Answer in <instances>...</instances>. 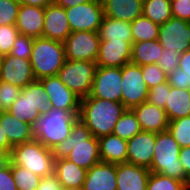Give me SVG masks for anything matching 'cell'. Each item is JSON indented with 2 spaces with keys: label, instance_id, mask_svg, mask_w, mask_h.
I'll return each mask as SVG.
<instances>
[{
  "label": "cell",
  "instance_id": "1",
  "mask_svg": "<svg viewBox=\"0 0 190 190\" xmlns=\"http://www.w3.org/2000/svg\"><path fill=\"white\" fill-rule=\"evenodd\" d=\"M54 160L66 158L85 170L101 162L99 141L78 119L72 127L70 136L52 149Z\"/></svg>",
  "mask_w": 190,
  "mask_h": 190
},
{
  "label": "cell",
  "instance_id": "2",
  "mask_svg": "<svg viewBox=\"0 0 190 190\" xmlns=\"http://www.w3.org/2000/svg\"><path fill=\"white\" fill-rule=\"evenodd\" d=\"M126 109L121 102L86 96L80 102L79 119L94 137L100 138L113 133Z\"/></svg>",
  "mask_w": 190,
  "mask_h": 190
},
{
  "label": "cell",
  "instance_id": "3",
  "mask_svg": "<svg viewBox=\"0 0 190 190\" xmlns=\"http://www.w3.org/2000/svg\"><path fill=\"white\" fill-rule=\"evenodd\" d=\"M79 119V111H69L49 107L33 125L34 139L45 147L53 149L57 144L70 136L75 122Z\"/></svg>",
  "mask_w": 190,
  "mask_h": 190
},
{
  "label": "cell",
  "instance_id": "4",
  "mask_svg": "<svg viewBox=\"0 0 190 190\" xmlns=\"http://www.w3.org/2000/svg\"><path fill=\"white\" fill-rule=\"evenodd\" d=\"M154 156L149 170L164 176L175 178L186 184L188 177L179 161V144L168 130L156 133Z\"/></svg>",
  "mask_w": 190,
  "mask_h": 190
},
{
  "label": "cell",
  "instance_id": "5",
  "mask_svg": "<svg viewBox=\"0 0 190 190\" xmlns=\"http://www.w3.org/2000/svg\"><path fill=\"white\" fill-rule=\"evenodd\" d=\"M66 61L63 42L34 38L30 62L36 80L55 76Z\"/></svg>",
  "mask_w": 190,
  "mask_h": 190
},
{
  "label": "cell",
  "instance_id": "6",
  "mask_svg": "<svg viewBox=\"0 0 190 190\" xmlns=\"http://www.w3.org/2000/svg\"><path fill=\"white\" fill-rule=\"evenodd\" d=\"M11 162L30 172L46 177L53 174L54 157L52 149L45 147L36 139L12 147Z\"/></svg>",
  "mask_w": 190,
  "mask_h": 190
},
{
  "label": "cell",
  "instance_id": "7",
  "mask_svg": "<svg viewBox=\"0 0 190 190\" xmlns=\"http://www.w3.org/2000/svg\"><path fill=\"white\" fill-rule=\"evenodd\" d=\"M96 69V62L66 59L57 76L68 89L82 99L91 92Z\"/></svg>",
  "mask_w": 190,
  "mask_h": 190
},
{
  "label": "cell",
  "instance_id": "8",
  "mask_svg": "<svg viewBox=\"0 0 190 190\" xmlns=\"http://www.w3.org/2000/svg\"><path fill=\"white\" fill-rule=\"evenodd\" d=\"M121 90V103L127 109H132L146 102L149 89L146 82L143 80L140 65L129 62L122 67Z\"/></svg>",
  "mask_w": 190,
  "mask_h": 190
},
{
  "label": "cell",
  "instance_id": "9",
  "mask_svg": "<svg viewBox=\"0 0 190 190\" xmlns=\"http://www.w3.org/2000/svg\"><path fill=\"white\" fill-rule=\"evenodd\" d=\"M65 10L71 32H98L104 17L101 0H90Z\"/></svg>",
  "mask_w": 190,
  "mask_h": 190
},
{
  "label": "cell",
  "instance_id": "10",
  "mask_svg": "<svg viewBox=\"0 0 190 190\" xmlns=\"http://www.w3.org/2000/svg\"><path fill=\"white\" fill-rule=\"evenodd\" d=\"M122 67L97 66L90 97L121 102Z\"/></svg>",
  "mask_w": 190,
  "mask_h": 190
},
{
  "label": "cell",
  "instance_id": "11",
  "mask_svg": "<svg viewBox=\"0 0 190 190\" xmlns=\"http://www.w3.org/2000/svg\"><path fill=\"white\" fill-rule=\"evenodd\" d=\"M100 41L98 32H72L63 43L66 59L96 62Z\"/></svg>",
  "mask_w": 190,
  "mask_h": 190
},
{
  "label": "cell",
  "instance_id": "12",
  "mask_svg": "<svg viewBox=\"0 0 190 190\" xmlns=\"http://www.w3.org/2000/svg\"><path fill=\"white\" fill-rule=\"evenodd\" d=\"M158 41L168 51L177 50L182 54L190 50V22L171 17L160 25Z\"/></svg>",
  "mask_w": 190,
  "mask_h": 190
},
{
  "label": "cell",
  "instance_id": "13",
  "mask_svg": "<svg viewBox=\"0 0 190 190\" xmlns=\"http://www.w3.org/2000/svg\"><path fill=\"white\" fill-rule=\"evenodd\" d=\"M39 81L42 83L49 97V107L80 111L81 98L68 89L57 75L42 78Z\"/></svg>",
  "mask_w": 190,
  "mask_h": 190
},
{
  "label": "cell",
  "instance_id": "14",
  "mask_svg": "<svg viewBox=\"0 0 190 190\" xmlns=\"http://www.w3.org/2000/svg\"><path fill=\"white\" fill-rule=\"evenodd\" d=\"M0 81L13 84L21 89L36 81L30 59L12 55L2 57Z\"/></svg>",
  "mask_w": 190,
  "mask_h": 190
},
{
  "label": "cell",
  "instance_id": "15",
  "mask_svg": "<svg viewBox=\"0 0 190 190\" xmlns=\"http://www.w3.org/2000/svg\"><path fill=\"white\" fill-rule=\"evenodd\" d=\"M156 144V133L141 131L130 140H127V163L151 167Z\"/></svg>",
  "mask_w": 190,
  "mask_h": 190
},
{
  "label": "cell",
  "instance_id": "16",
  "mask_svg": "<svg viewBox=\"0 0 190 190\" xmlns=\"http://www.w3.org/2000/svg\"><path fill=\"white\" fill-rule=\"evenodd\" d=\"M71 33L65 8L55 3L46 6L42 37L64 43Z\"/></svg>",
  "mask_w": 190,
  "mask_h": 190
},
{
  "label": "cell",
  "instance_id": "17",
  "mask_svg": "<svg viewBox=\"0 0 190 190\" xmlns=\"http://www.w3.org/2000/svg\"><path fill=\"white\" fill-rule=\"evenodd\" d=\"M131 49L130 42L101 40L96 64L99 67H123L131 62Z\"/></svg>",
  "mask_w": 190,
  "mask_h": 190
},
{
  "label": "cell",
  "instance_id": "18",
  "mask_svg": "<svg viewBox=\"0 0 190 190\" xmlns=\"http://www.w3.org/2000/svg\"><path fill=\"white\" fill-rule=\"evenodd\" d=\"M117 165L99 162L86 171L83 190H117Z\"/></svg>",
  "mask_w": 190,
  "mask_h": 190
},
{
  "label": "cell",
  "instance_id": "19",
  "mask_svg": "<svg viewBox=\"0 0 190 190\" xmlns=\"http://www.w3.org/2000/svg\"><path fill=\"white\" fill-rule=\"evenodd\" d=\"M151 171L143 166L130 163L117 164V190H147Z\"/></svg>",
  "mask_w": 190,
  "mask_h": 190
},
{
  "label": "cell",
  "instance_id": "20",
  "mask_svg": "<svg viewBox=\"0 0 190 190\" xmlns=\"http://www.w3.org/2000/svg\"><path fill=\"white\" fill-rule=\"evenodd\" d=\"M132 110L142 131L159 133L168 130L169 120L164 109L144 102Z\"/></svg>",
  "mask_w": 190,
  "mask_h": 190
},
{
  "label": "cell",
  "instance_id": "21",
  "mask_svg": "<svg viewBox=\"0 0 190 190\" xmlns=\"http://www.w3.org/2000/svg\"><path fill=\"white\" fill-rule=\"evenodd\" d=\"M15 25L22 35L32 38L42 37L44 8L20 4Z\"/></svg>",
  "mask_w": 190,
  "mask_h": 190
},
{
  "label": "cell",
  "instance_id": "22",
  "mask_svg": "<svg viewBox=\"0 0 190 190\" xmlns=\"http://www.w3.org/2000/svg\"><path fill=\"white\" fill-rule=\"evenodd\" d=\"M0 126L12 147L34 139L33 126L18 120L9 111L0 112Z\"/></svg>",
  "mask_w": 190,
  "mask_h": 190
},
{
  "label": "cell",
  "instance_id": "23",
  "mask_svg": "<svg viewBox=\"0 0 190 190\" xmlns=\"http://www.w3.org/2000/svg\"><path fill=\"white\" fill-rule=\"evenodd\" d=\"M104 16L115 20L133 22L142 16L143 0H101Z\"/></svg>",
  "mask_w": 190,
  "mask_h": 190
},
{
  "label": "cell",
  "instance_id": "24",
  "mask_svg": "<svg viewBox=\"0 0 190 190\" xmlns=\"http://www.w3.org/2000/svg\"><path fill=\"white\" fill-rule=\"evenodd\" d=\"M98 141L101 162L116 165L127 163V140L121 139L112 133L98 138Z\"/></svg>",
  "mask_w": 190,
  "mask_h": 190
},
{
  "label": "cell",
  "instance_id": "25",
  "mask_svg": "<svg viewBox=\"0 0 190 190\" xmlns=\"http://www.w3.org/2000/svg\"><path fill=\"white\" fill-rule=\"evenodd\" d=\"M86 171L66 158L54 160L53 174L58 178L62 188L82 187Z\"/></svg>",
  "mask_w": 190,
  "mask_h": 190
},
{
  "label": "cell",
  "instance_id": "26",
  "mask_svg": "<svg viewBox=\"0 0 190 190\" xmlns=\"http://www.w3.org/2000/svg\"><path fill=\"white\" fill-rule=\"evenodd\" d=\"M164 110L169 121L190 116V90L170 86Z\"/></svg>",
  "mask_w": 190,
  "mask_h": 190
},
{
  "label": "cell",
  "instance_id": "27",
  "mask_svg": "<svg viewBox=\"0 0 190 190\" xmlns=\"http://www.w3.org/2000/svg\"><path fill=\"white\" fill-rule=\"evenodd\" d=\"M100 40L126 41L133 44L130 22L104 16L98 30Z\"/></svg>",
  "mask_w": 190,
  "mask_h": 190
},
{
  "label": "cell",
  "instance_id": "28",
  "mask_svg": "<svg viewBox=\"0 0 190 190\" xmlns=\"http://www.w3.org/2000/svg\"><path fill=\"white\" fill-rule=\"evenodd\" d=\"M163 47L158 39L132 44L131 62L140 66L156 64L161 57Z\"/></svg>",
  "mask_w": 190,
  "mask_h": 190
},
{
  "label": "cell",
  "instance_id": "29",
  "mask_svg": "<svg viewBox=\"0 0 190 190\" xmlns=\"http://www.w3.org/2000/svg\"><path fill=\"white\" fill-rule=\"evenodd\" d=\"M7 111L18 120L27 122L32 126L34 125L36 120L41 116V113L30 100V84L21 90L19 97L12 103Z\"/></svg>",
  "mask_w": 190,
  "mask_h": 190
},
{
  "label": "cell",
  "instance_id": "30",
  "mask_svg": "<svg viewBox=\"0 0 190 190\" xmlns=\"http://www.w3.org/2000/svg\"><path fill=\"white\" fill-rule=\"evenodd\" d=\"M142 15L158 25L172 17L171 2L168 0H143Z\"/></svg>",
  "mask_w": 190,
  "mask_h": 190
},
{
  "label": "cell",
  "instance_id": "31",
  "mask_svg": "<svg viewBox=\"0 0 190 190\" xmlns=\"http://www.w3.org/2000/svg\"><path fill=\"white\" fill-rule=\"evenodd\" d=\"M130 25L133 43L158 39L160 25L145 16L137 17Z\"/></svg>",
  "mask_w": 190,
  "mask_h": 190
},
{
  "label": "cell",
  "instance_id": "32",
  "mask_svg": "<svg viewBox=\"0 0 190 190\" xmlns=\"http://www.w3.org/2000/svg\"><path fill=\"white\" fill-rule=\"evenodd\" d=\"M167 82L175 88L190 90V50L180 54L179 68L168 75Z\"/></svg>",
  "mask_w": 190,
  "mask_h": 190
},
{
  "label": "cell",
  "instance_id": "33",
  "mask_svg": "<svg viewBox=\"0 0 190 190\" xmlns=\"http://www.w3.org/2000/svg\"><path fill=\"white\" fill-rule=\"evenodd\" d=\"M141 131L142 130L140 128L139 122L137 121L136 115L133 110L126 109V111L116 122L113 134L117 135L121 139L130 140Z\"/></svg>",
  "mask_w": 190,
  "mask_h": 190
},
{
  "label": "cell",
  "instance_id": "34",
  "mask_svg": "<svg viewBox=\"0 0 190 190\" xmlns=\"http://www.w3.org/2000/svg\"><path fill=\"white\" fill-rule=\"evenodd\" d=\"M11 172L17 190H36L41 177L11 162Z\"/></svg>",
  "mask_w": 190,
  "mask_h": 190
},
{
  "label": "cell",
  "instance_id": "35",
  "mask_svg": "<svg viewBox=\"0 0 190 190\" xmlns=\"http://www.w3.org/2000/svg\"><path fill=\"white\" fill-rule=\"evenodd\" d=\"M168 131L181 148L190 146V116L169 121Z\"/></svg>",
  "mask_w": 190,
  "mask_h": 190
},
{
  "label": "cell",
  "instance_id": "36",
  "mask_svg": "<svg viewBox=\"0 0 190 190\" xmlns=\"http://www.w3.org/2000/svg\"><path fill=\"white\" fill-rule=\"evenodd\" d=\"M147 190H186V188L185 183L180 180L151 172L147 181Z\"/></svg>",
  "mask_w": 190,
  "mask_h": 190
},
{
  "label": "cell",
  "instance_id": "37",
  "mask_svg": "<svg viewBox=\"0 0 190 190\" xmlns=\"http://www.w3.org/2000/svg\"><path fill=\"white\" fill-rule=\"evenodd\" d=\"M30 100L41 114L48 111L49 97L39 80L30 83Z\"/></svg>",
  "mask_w": 190,
  "mask_h": 190
},
{
  "label": "cell",
  "instance_id": "38",
  "mask_svg": "<svg viewBox=\"0 0 190 190\" xmlns=\"http://www.w3.org/2000/svg\"><path fill=\"white\" fill-rule=\"evenodd\" d=\"M20 32L15 24L0 26V56L9 55Z\"/></svg>",
  "mask_w": 190,
  "mask_h": 190
},
{
  "label": "cell",
  "instance_id": "39",
  "mask_svg": "<svg viewBox=\"0 0 190 190\" xmlns=\"http://www.w3.org/2000/svg\"><path fill=\"white\" fill-rule=\"evenodd\" d=\"M141 69L143 80L146 82L148 89L167 82L168 75L157 64L141 66Z\"/></svg>",
  "mask_w": 190,
  "mask_h": 190
},
{
  "label": "cell",
  "instance_id": "40",
  "mask_svg": "<svg viewBox=\"0 0 190 190\" xmlns=\"http://www.w3.org/2000/svg\"><path fill=\"white\" fill-rule=\"evenodd\" d=\"M19 0H0V26L16 24Z\"/></svg>",
  "mask_w": 190,
  "mask_h": 190
},
{
  "label": "cell",
  "instance_id": "41",
  "mask_svg": "<svg viewBox=\"0 0 190 190\" xmlns=\"http://www.w3.org/2000/svg\"><path fill=\"white\" fill-rule=\"evenodd\" d=\"M21 90V88L13 84L0 81V110L7 111L19 97Z\"/></svg>",
  "mask_w": 190,
  "mask_h": 190
},
{
  "label": "cell",
  "instance_id": "42",
  "mask_svg": "<svg viewBox=\"0 0 190 190\" xmlns=\"http://www.w3.org/2000/svg\"><path fill=\"white\" fill-rule=\"evenodd\" d=\"M33 44L34 38L19 34L9 55L17 58L30 59Z\"/></svg>",
  "mask_w": 190,
  "mask_h": 190
},
{
  "label": "cell",
  "instance_id": "43",
  "mask_svg": "<svg viewBox=\"0 0 190 190\" xmlns=\"http://www.w3.org/2000/svg\"><path fill=\"white\" fill-rule=\"evenodd\" d=\"M168 91H170V85L168 82L158 84L149 89L146 102L164 109L168 97Z\"/></svg>",
  "mask_w": 190,
  "mask_h": 190
},
{
  "label": "cell",
  "instance_id": "44",
  "mask_svg": "<svg viewBox=\"0 0 190 190\" xmlns=\"http://www.w3.org/2000/svg\"><path fill=\"white\" fill-rule=\"evenodd\" d=\"M180 53L177 50L168 51L163 49L162 55L156 63L167 75L179 68Z\"/></svg>",
  "mask_w": 190,
  "mask_h": 190
},
{
  "label": "cell",
  "instance_id": "45",
  "mask_svg": "<svg viewBox=\"0 0 190 190\" xmlns=\"http://www.w3.org/2000/svg\"><path fill=\"white\" fill-rule=\"evenodd\" d=\"M172 17L190 22V0H175L171 2Z\"/></svg>",
  "mask_w": 190,
  "mask_h": 190
},
{
  "label": "cell",
  "instance_id": "46",
  "mask_svg": "<svg viewBox=\"0 0 190 190\" xmlns=\"http://www.w3.org/2000/svg\"><path fill=\"white\" fill-rule=\"evenodd\" d=\"M0 190H17L11 172V162L5 169L0 170Z\"/></svg>",
  "mask_w": 190,
  "mask_h": 190
},
{
  "label": "cell",
  "instance_id": "47",
  "mask_svg": "<svg viewBox=\"0 0 190 190\" xmlns=\"http://www.w3.org/2000/svg\"><path fill=\"white\" fill-rule=\"evenodd\" d=\"M36 190H62V185L58 178L52 174L50 176L41 177Z\"/></svg>",
  "mask_w": 190,
  "mask_h": 190
},
{
  "label": "cell",
  "instance_id": "48",
  "mask_svg": "<svg viewBox=\"0 0 190 190\" xmlns=\"http://www.w3.org/2000/svg\"><path fill=\"white\" fill-rule=\"evenodd\" d=\"M179 161L182 164L184 173L187 177L190 176V146L180 149Z\"/></svg>",
  "mask_w": 190,
  "mask_h": 190
},
{
  "label": "cell",
  "instance_id": "49",
  "mask_svg": "<svg viewBox=\"0 0 190 190\" xmlns=\"http://www.w3.org/2000/svg\"><path fill=\"white\" fill-rule=\"evenodd\" d=\"M90 0H53V3L62 6L63 8H70L76 5L87 3Z\"/></svg>",
  "mask_w": 190,
  "mask_h": 190
},
{
  "label": "cell",
  "instance_id": "50",
  "mask_svg": "<svg viewBox=\"0 0 190 190\" xmlns=\"http://www.w3.org/2000/svg\"><path fill=\"white\" fill-rule=\"evenodd\" d=\"M20 4L45 8L53 3V0H19Z\"/></svg>",
  "mask_w": 190,
  "mask_h": 190
},
{
  "label": "cell",
  "instance_id": "51",
  "mask_svg": "<svg viewBox=\"0 0 190 190\" xmlns=\"http://www.w3.org/2000/svg\"><path fill=\"white\" fill-rule=\"evenodd\" d=\"M0 148L5 152H11L12 146L9 144L7 137L5 136L0 126Z\"/></svg>",
  "mask_w": 190,
  "mask_h": 190
},
{
  "label": "cell",
  "instance_id": "52",
  "mask_svg": "<svg viewBox=\"0 0 190 190\" xmlns=\"http://www.w3.org/2000/svg\"><path fill=\"white\" fill-rule=\"evenodd\" d=\"M11 162V155H0V170L5 169Z\"/></svg>",
  "mask_w": 190,
  "mask_h": 190
},
{
  "label": "cell",
  "instance_id": "53",
  "mask_svg": "<svg viewBox=\"0 0 190 190\" xmlns=\"http://www.w3.org/2000/svg\"><path fill=\"white\" fill-rule=\"evenodd\" d=\"M62 190H83L82 187H69V188H62Z\"/></svg>",
  "mask_w": 190,
  "mask_h": 190
},
{
  "label": "cell",
  "instance_id": "54",
  "mask_svg": "<svg viewBox=\"0 0 190 190\" xmlns=\"http://www.w3.org/2000/svg\"><path fill=\"white\" fill-rule=\"evenodd\" d=\"M185 188H186V190H190V176L187 179V182L185 184Z\"/></svg>",
  "mask_w": 190,
  "mask_h": 190
},
{
  "label": "cell",
  "instance_id": "55",
  "mask_svg": "<svg viewBox=\"0 0 190 190\" xmlns=\"http://www.w3.org/2000/svg\"><path fill=\"white\" fill-rule=\"evenodd\" d=\"M0 155H11L10 152H5L0 148Z\"/></svg>",
  "mask_w": 190,
  "mask_h": 190
},
{
  "label": "cell",
  "instance_id": "56",
  "mask_svg": "<svg viewBox=\"0 0 190 190\" xmlns=\"http://www.w3.org/2000/svg\"><path fill=\"white\" fill-rule=\"evenodd\" d=\"M1 64H2V57L0 56V76H1Z\"/></svg>",
  "mask_w": 190,
  "mask_h": 190
}]
</instances>
